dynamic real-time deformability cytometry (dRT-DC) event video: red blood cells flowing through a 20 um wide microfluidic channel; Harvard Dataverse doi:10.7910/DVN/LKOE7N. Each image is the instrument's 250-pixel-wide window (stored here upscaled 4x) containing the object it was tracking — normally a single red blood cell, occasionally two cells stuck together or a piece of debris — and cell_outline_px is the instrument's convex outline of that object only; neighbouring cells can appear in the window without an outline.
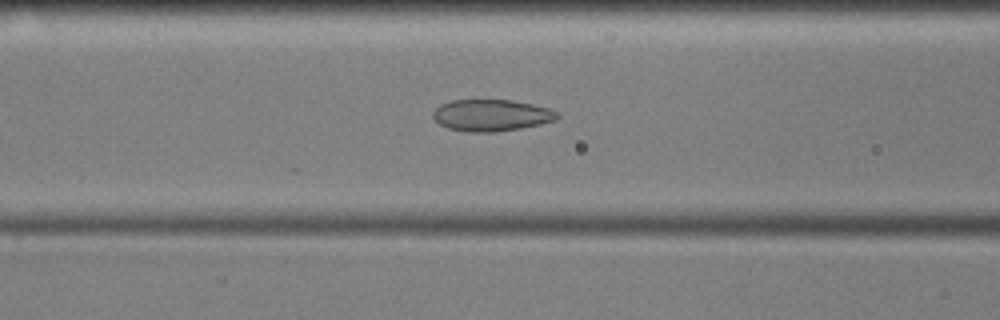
{"species": "common noctule bat (a hibernating species)", "species_latin": "Nyctalus noctula", "temperature_condition": "cold", "stored_images_in_passage": 44, "camera_frame_rate_fps": 3000, "um_per_image_px": 0.085, "animal": {"sex": "male", "body_mass_g": 17.9, "forearm_length_mm": 54.2}, "frame": {"image": 1, "passage_image": 21, "time_ms": 6.667, "image_size_px": [1000, 320], "cell_outline_px": [[560, 116], [556, 120], [540, 124], [520, 128], [492, 132], [468, 132], [448, 128], [440, 124], [432, 116], [432, 112], [440, 104], [448, 100], [512, 100], [532, 104], [548, 108], [560, 112]], "centroid_in_image_um": [41.77, 9.79], "position_along_channel_um": 124.8, "area_um2": 23.0}}
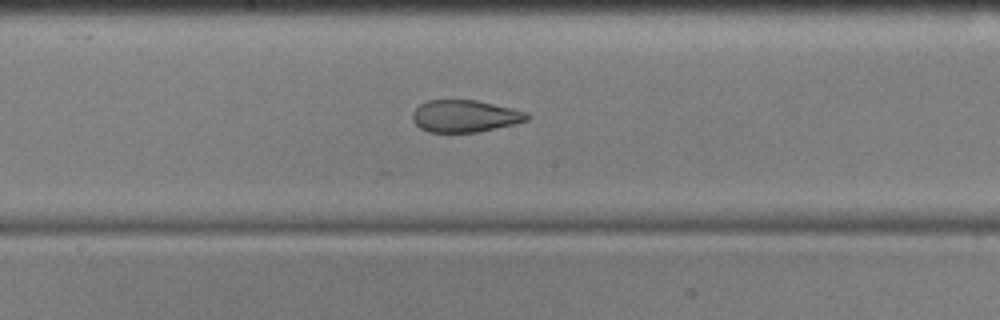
{"frame": {"image": 2, "passage_image": 28, "time_ms": 9.0, "image_size_px": [1000, 320], "cell_outline_px": [[528, 120], [516, 124], [480, 132], [428, 132], [420, 128], [412, 120], [412, 112], [420, 104], [428, 100], [476, 100], [512, 108], [528, 112]], "centroid_in_image_um": [39.52, 9.87], "position_along_channel_um": 208.7, "area_um2": 21.56}}
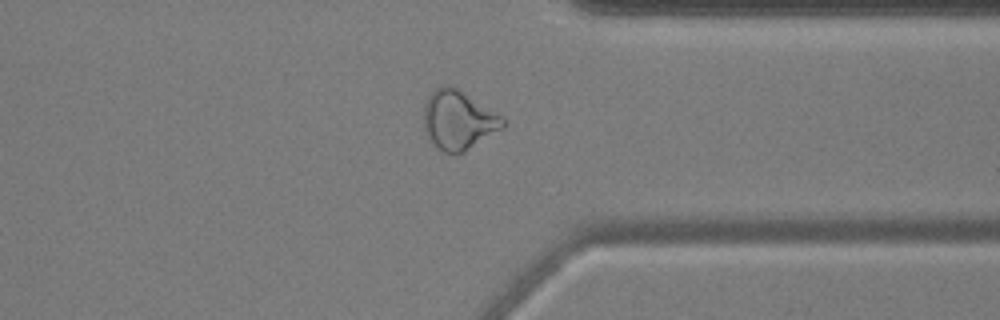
{"frame": {"image": 3, "passage_image": 42, "time_ms": 13.667, "image_size_px": [1000, 320], "cell_outline_px": [[504, 128], [464, 152], [444, 152], [428, 140], [424, 128], [424, 104], [428, 96], [436, 88], [444, 84], [448, 84], [456, 88], [500, 116], [504, 120]], "centroid_in_image_um": [38.92, 10.22], "position_along_channel_um": 372.5, "area_um2": 26.76}}